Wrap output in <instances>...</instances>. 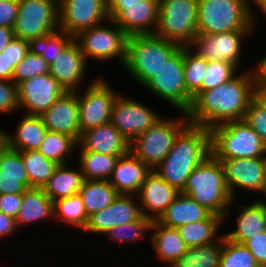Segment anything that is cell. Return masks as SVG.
Masks as SVG:
<instances>
[{"label":"cell","instance_id":"obj_1","mask_svg":"<svg viewBox=\"0 0 266 267\" xmlns=\"http://www.w3.org/2000/svg\"><path fill=\"white\" fill-rule=\"evenodd\" d=\"M255 81L252 69L212 90L201 91L193 97L190 109L183 115L188 117L191 124L209 130L230 121L243 120L253 99Z\"/></svg>","mask_w":266,"mask_h":267},{"label":"cell","instance_id":"obj_2","mask_svg":"<svg viewBox=\"0 0 266 267\" xmlns=\"http://www.w3.org/2000/svg\"><path fill=\"white\" fill-rule=\"evenodd\" d=\"M210 154V130L189 123L154 171L166 183L183 192L190 174Z\"/></svg>","mask_w":266,"mask_h":267},{"label":"cell","instance_id":"obj_3","mask_svg":"<svg viewBox=\"0 0 266 267\" xmlns=\"http://www.w3.org/2000/svg\"><path fill=\"white\" fill-rule=\"evenodd\" d=\"M182 193L223 218L228 215L226 211L234 200L225 183L223 165L212 154L193 170Z\"/></svg>","mask_w":266,"mask_h":267},{"label":"cell","instance_id":"obj_4","mask_svg":"<svg viewBox=\"0 0 266 267\" xmlns=\"http://www.w3.org/2000/svg\"><path fill=\"white\" fill-rule=\"evenodd\" d=\"M180 47L155 34L129 36L123 68L145 85Z\"/></svg>","mask_w":266,"mask_h":267},{"label":"cell","instance_id":"obj_5","mask_svg":"<svg viewBox=\"0 0 266 267\" xmlns=\"http://www.w3.org/2000/svg\"><path fill=\"white\" fill-rule=\"evenodd\" d=\"M253 13L244 0H198L197 34L252 30Z\"/></svg>","mask_w":266,"mask_h":267},{"label":"cell","instance_id":"obj_6","mask_svg":"<svg viewBox=\"0 0 266 267\" xmlns=\"http://www.w3.org/2000/svg\"><path fill=\"white\" fill-rule=\"evenodd\" d=\"M210 148L216 159L266 157L265 143L244 119L213 127Z\"/></svg>","mask_w":266,"mask_h":267},{"label":"cell","instance_id":"obj_7","mask_svg":"<svg viewBox=\"0 0 266 267\" xmlns=\"http://www.w3.org/2000/svg\"><path fill=\"white\" fill-rule=\"evenodd\" d=\"M198 0H159L155 35L190 47L197 36Z\"/></svg>","mask_w":266,"mask_h":267},{"label":"cell","instance_id":"obj_8","mask_svg":"<svg viewBox=\"0 0 266 267\" xmlns=\"http://www.w3.org/2000/svg\"><path fill=\"white\" fill-rule=\"evenodd\" d=\"M174 119L160 118L148 130L140 134L130 143V152L152 170L170 152L178 134L190 123Z\"/></svg>","mask_w":266,"mask_h":267},{"label":"cell","instance_id":"obj_9","mask_svg":"<svg viewBox=\"0 0 266 267\" xmlns=\"http://www.w3.org/2000/svg\"><path fill=\"white\" fill-rule=\"evenodd\" d=\"M144 86L156 97L186 113L193 97L187 92L184 82V47H180Z\"/></svg>","mask_w":266,"mask_h":267},{"label":"cell","instance_id":"obj_10","mask_svg":"<svg viewBox=\"0 0 266 267\" xmlns=\"http://www.w3.org/2000/svg\"><path fill=\"white\" fill-rule=\"evenodd\" d=\"M59 29L58 0H18L14 36L31 40Z\"/></svg>","mask_w":266,"mask_h":267},{"label":"cell","instance_id":"obj_11","mask_svg":"<svg viewBox=\"0 0 266 267\" xmlns=\"http://www.w3.org/2000/svg\"><path fill=\"white\" fill-rule=\"evenodd\" d=\"M114 29L99 24L80 31L74 40L78 43L86 59L111 60L119 58L123 67L126 60L128 35L112 20Z\"/></svg>","mask_w":266,"mask_h":267},{"label":"cell","instance_id":"obj_12","mask_svg":"<svg viewBox=\"0 0 266 267\" xmlns=\"http://www.w3.org/2000/svg\"><path fill=\"white\" fill-rule=\"evenodd\" d=\"M84 93L80 95L78 93L80 133L109 123L112 107L118 97V94L111 89L109 83L107 84L100 77L98 80L91 81Z\"/></svg>","mask_w":266,"mask_h":267},{"label":"cell","instance_id":"obj_13","mask_svg":"<svg viewBox=\"0 0 266 267\" xmlns=\"http://www.w3.org/2000/svg\"><path fill=\"white\" fill-rule=\"evenodd\" d=\"M58 11L59 29L73 37L109 21L106 0H58Z\"/></svg>","mask_w":266,"mask_h":267},{"label":"cell","instance_id":"obj_14","mask_svg":"<svg viewBox=\"0 0 266 267\" xmlns=\"http://www.w3.org/2000/svg\"><path fill=\"white\" fill-rule=\"evenodd\" d=\"M161 117L140 102L118 95L112 107L110 122L131 143L153 126Z\"/></svg>","mask_w":266,"mask_h":267},{"label":"cell","instance_id":"obj_15","mask_svg":"<svg viewBox=\"0 0 266 267\" xmlns=\"http://www.w3.org/2000/svg\"><path fill=\"white\" fill-rule=\"evenodd\" d=\"M18 107L28 115H41L66 91L49 73L34 76L17 84Z\"/></svg>","mask_w":266,"mask_h":267},{"label":"cell","instance_id":"obj_16","mask_svg":"<svg viewBox=\"0 0 266 267\" xmlns=\"http://www.w3.org/2000/svg\"><path fill=\"white\" fill-rule=\"evenodd\" d=\"M224 168L225 183L233 199L235 188L262 192L266 182V157L218 159Z\"/></svg>","mask_w":266,"mask_h":267},{"label":"cell","instance_id":"obj_17","mask_svg":"<svg viewBox=\"0 0 266 267\" xmlns=\"http://www.w3.org/2000/svg\"><path fill=\"white\" fill-rule=\"evenodd\" d=\"M251 32L253 31L237 30L211 35L197 34L190 47L195 45L196 53L208 61H227L238 68L242 40Z\"/></svg>","mask_w":266,"mask_h":267},{"label":"cell","instance_id":"obj_18","mask_svg":"<svg viewBox=\"0 0 266 267\" xmlns=\"http://www.w3.org/2000/svg\"><path fill=\"white\" fill-rule=\"evenodd\" d=\"M133 195L119 194L117 198L104 209L91 214L83 231L105 234L114 226L138 220L141 216L140 205ZM134 198V199H133ZM137 202V203H136Z\"/></svg>","mask_w":266,"mask_h":267},{"label":"cell","instance_id":"obj_19","mask_svg":"<svg viewBox=\"0 0 266 267\" xmlns=\"http://www.w3.org/2000/svg\"><path fill=\"white\" fill-rule=\"evenodd\" d=\"M112 20L128 36L155 34L159 21V0H142L141 3L123 4V8Z\"/></svg>","mask_w":266,"mask_h":267},{"label":"cell","instance_id":"obj_20","mask_svg":"<svg viewBox=\"0 0 266 267\" xmlns=\"http://www.w3.org/2000/svg\"><path fill=\"white\" fill-rule=\"evenodd\" d=\"M40 117L48 131L70 135L79 141L78 90L65 92Z\"/></svg>","mask_w":266,"mask_h":267},{"label":"cell","instance_id":"obj_21","mask_svg":"<svg viewBox=\"0 0 266 267\" xmlns=\"http://www.w3.org/2000/svg\"><path fill=\"white\" fill-rule=\"evenodd\" d=\"M180 193V191L166 183L152 170L136 196L139 197L138 200L142 215L151 221H158L165 213L167 207Z\"/></svg>","mask_w":266,"mask_h":267},{"label":"cell","instance_id":"obj_22","mask_svg":"<svg viewBox=\"0 0 266 267\" xmlns=\"http://www.w3.org/2000/svg\"><path fill=\"white\" fill-rule=\"evenodd\" d=\"M87 59L81 52L78 43L73 40L62 53H59L50 65L52 75L66 92L77 91L80 81L84 80L87 70Z\"/></svg>","mask_w":266,"mask_h":267},{"label":"cell","instance_id":"obj_23","mask_svg":"<svg viewBox=\"0 0 266 267\" xmlns=\"http://www.w3.org/2000/svg\"><path fill=\"white\" fill-rule=\"evenodd\" d=\"M78 145L80 151L113 156H125L130 152V143L111 122L82 132Z\"/></svg>","mask_w":266,"mask_h":267},{"label":"cell","instance_id":"obj_24","mask_svg":"<svg viewBox=\"0 0 266 267\" xmlns=\"http://www.w3.org/2000/svg\"><path fill=\"white\" fill-rule=\"evenodd\" d=\"M152 169L131 152L119 157L108 182L119 194L136 195Z\"/></svg>","mask_w":266,"mask_h":267},{"label":"cell","instance_id":"obj_25","mask_svg":"<svg viewBox=\"0 0 266 267\" xmlns=\"http://www.w3.org/2000/svg\"><path fill=\"white\" fill-rule=\"evenodd\" d=\"M47 132L40 115H28L22 117L17 125L15 136L3 131V143L11 149L25 152L38 150Z\"/></svg>","mask_w":266,"mask_h":267},{"label":"cell","instance_id":"obj_26","mask_svg":"<svg viewBox=\"0 0 266 267\" xmlns=\"http://www.w3.org/2000/svg\"><path fill=\"white\" fill-rule=\"evenodd\" d=\"M212 213L198 204L190 196L180 193L167 207L158 220L164 226L179 228L187 223L198 222L208 218Z\"/></svg>","mask_w":266,"mask_h":267},{"label":"cell","instance_id":"obj_27","mask_svg":"<svg viewBox=\"0 0 266 267\" xmlns=\"http://www.w3.org/2000/svg\"><path fill=\"white\" fill-rule=\"evenodd\" d=\"M150 230L154 231L150 241L158 259L166 262L168 266L187 251L188 247L177 228L167 227L158 221H152Z\"/></svg>","mask_w":266,"mask_h":267},{"label":"cell","instance_id":"obj_28","mask_svg":"<svg viewBox=\"0 0 266 267\" xmlns=\"http://www.w3.org/2000/svg\"><path fill=\"white\" fill-rule=\"evenodd\" d=\"M241 208V213L237 218L236 230L224 234V237L243 244L252 236L266 231V206L259 201H255Z\"/></svg>","mask_w":266,"mask_h":267},{"label":"cell","instance_id":"obj_29","mask_svg":"<svg viewBox=\"0 0 266 267\" xmlns=\"http://www.w3.org/2000/svg\"><path fill=\"white\" fill-rule=\"evenodd\" d=\"M47 218H53V201L43 188H27L22 194V205L15 218L17 227Z\"/></svg>","mask_w":266,"mask_h":267},{"label":"cell","instance_id":"obj_30","mask_svg":"<svg viewBox=\"0 0 266 267\" xmlns=\"http://www.w3.org/2000/svg\"><path fill=\"white\" fill-rule=\"evenodd\" d=\"M67 166V164L58 165L43 187L44 192L53 202L78 194L82 188L85 179L80 167L79 170L74 168L70 170Z\"/></svg>","mask_w":266,"mask_h":267},{"label":"cell","instance_id":"obj_31","mask_svg":"<svg viewBox=\"0 0 266 267\" xmlns=\"http://www.w3.org/2000/svg\"><path fill=\"white\" fill-rule=\"evenodd\" d=\"M223 220H225L223 217L211 214L206 219L187 223L177 229L188 248L204 246L216 242L214 241L215 236L216 240H219L217 239V232L222 226Z\"/></svg>","mask_w":266,"mask_h":267},{"label":"cell","instance_id":"obj_32","mask_svg":"<svg viewBox=\"0 0 266 267\" xmlns=\"http://www.w3.org/2000/svg\"><path fill=\"white\" fill-rule=\"evenodd\" d=\"M79 194L88 216L108 207L119 195L115 188L104 180H84Z\"/></svg>","mask_w":266,"mask_h":267},{"label":"cell","instance_id":"obj_33","mask_svg":"<svg viewBox=\"0 0 266 267\" xmlns=\"http://www.w3.org/2000/svg\"><path fill=\"white\" fill-rule=\"evenodd\" d=\"M79 167L85 180L108 181L119 157L94 151H80Z\"/></svg>","mask_w":266,"mask_h":267},{"label":"cell","instance_id":"obj_34","mask_svg":"<svg viewBox=\"0 0 266 267\" xmlns=\"http://www.w3.org/2000/svg\"><path fill=\"white\" fill-rule=\"evenodd\" d=\"M74 40L72 35L63 30H56L47 35L33 38L28 41L29 51L40 55L49 65H51L64 49Z\"/></svg>","mask_w":266,"mask_h":267},{"label":"cell","instance_id":"obj_35","mask_svg":"<svg viewBox=\"0 0 266 267\" xmlns=\"http://www.w3.org/2000/svg\"><path fill=\"white\" fill-rule=\"evenodd\" d=\"M218 241V243L188 248L168 267H219L222 237H219Z\"/></svg>","mask_w":266,"mask_h":267},{"label":"cell","instance_id":"obj_36","mask_svg":"<svg viewBox=\"0 0 266 267\" xmlns=\"http://www.w3.org/2000/svg\"><path fill=\"white\" fill-rule=\"evenodd\" d=\"M88 215L80 194L60 198L53 202V219L56 218L68 225L84 230Z\"/></svg>","mask_w":266,"mask_h":267},{"label":"cell","instance_id":"obj_37","mask_svg":"<svg viewBox=\"0 0 266 267\" xmlns=\"http://www.w3.org/2000/svg\"><path fill=\"white\" fill-rule=\"evenodd\" d=\"M31 187L43 188L53 175L57 163L44 157L38 150L21 152Z\"/></svg>","mask_w":266,"mask_h":267},{"label":"cell","instance_id":"obj_38","mask_svg":"<svg viewBox=\"0 0 266 267\" xmlns=\"http://www.w3.org/2000/svg\"><path fill=\"white\" fill-rule=\"evenodd\" d=\"M77 145L78 141L70 135L47 130L38 151L47 159L61 165L68 163L65 158L74 152Z\"/></svg>","mask_w":266,"mask_h":267},{"label":"cell","instance_id":"obj_39","mask_svg":"<svg viewBox=\"0 0 266 267\" xmlns=\"http://www.w3.org/2000/svg\"><path fill=\"white\" fill-rule=\"evenodd\" d=\"M184 47V82L187 92L195 97L202 91V81L208 68V60Z\"/></svg>","mask_w":266,"mask_h":267},{"label":"cell","instance_id":"obj_40","mask_svg":"<svg viewBox=\"0 0 266 267\" xmlns=\"http://www.w3.org/2000/svg\"><path fill=\"white\" fill-rule=\"evenodd\" d=\"M222 236L219 267H257L258 263L249 249L241 243Z\"/></svg>","mask_w":266,"mask_h":267},{"label":"cell","instance_id":"obj_41","mask_svg":"<svg viewBox=\"0 0 266 267\" xmlns=\"http://www.w3.org/2000/svg\"><path fill=\"white\" fill-rule=\"evenodd\" d=\"M151 224L152 221L142 215L136 221L112 227L105 234L108 235L111 240H114L119 244L124 242L128 243V241L134 242L140 240L147 231H150Z\"/></svg>","mask_w":266,"mask_h":267},{"label":"cell","instance_id":"obj_42","mask_svg":"<svg viewBox=\"0 0 266 267\" xmlns=\"http://www.w3.org/2000/svg\"><path fill=\"white\" fill-rule=\"evenodd\" d=\"M237 67L227 61H208L202 91L212 90L236 75Z\"/></svg>","mask_w":266,"mask_h":267},{"label":"cell","instance_id":"obj_43","mask_svg":"<svg viewBox=\"0 0 266 267\" xmlns=\"http://www.w3.org/2000/svg\"><path fill=\"white\" fill-rule=\"evenodd\" d=\"M49 68L50 65L40 55L29 51L25 58L15 67L12 81L17 85L34 76L49 73Z\"/></svg>","mask_w":266,"mask_h":267},{"label":"cell","instance_id":"obj_44","mask_svg":"<svg viewBox=\"0 0 266 267\" xmlns=\"http://www.w3.org/2000/svg\"><path fill=\"white\" fill-rule=\"evenodd\" d=\"M0 176L28 177L21 151L11 149L4 143L0 146Z\"/></svg>","mask_w":266,"mask_h":267},{"label":"cell","instance_id":"obj_45","mask_svg":"<svg viewBox=\"0 0 266 267\" xmlns=\"http://www.w3.org/2000/svg\"><path fill=\"white\" fill-rule=\"evenodd\" d=\"M244 120L262 138L266 145V110L252 99L246 109Z\"/></svg>","mask_w":266,"mask_h":267},{"label":"cell","instance_id":"obj_46","mask_svg":"<svg viewBox=\"0 0 266 267\" xmlns=\"http://www.w3.org/2000/svg\"><path fill=\"white\" fill-rule=\"evenodd\" d=\"M18 109L17 85L12 80H0V113H10Z\"/></svg>","mask_w":266,"mask_h":267},{"label":"cell","instance_id":"obj_47","mask_svg":"<svg viewBox=\"0 0 266 267\" xmlns=\"http://www.w3.org/2000/svg\"><path fill=\"white\" fill-rule=\"evenodd\" d=\"M29 52V43L27 40L14 37L6 47V59L9 65L14 69Z\"/></svg>","mask_w":266,"mask_h":267},{"label":"cell","instance_id":"obj_48","mask_svg":"<svg viewBox=\"0 0 266 267\" xmlns=\"http://www.w3.org/2000/svg\"><path fill=\"white\" fill-rule=\"evenodd\" d=\"M27 188L29 177L0 176V194H23Z\"/></svg>","mask_w":266,"mask_h":267},{"label":"cell","instance_id":"obj_49","mask_svg":"<svg viewBox=\"0 0 266 267\" xmlns=\"http://www.w3.org/2000/svg\"><path fill=\"white\" fill-rule=\"evenodd\" d=\"M243 244L253 254L258 264H266V231L252 236Z\"/></svg>","mask_w":266,"mask_h":267},{"label":"cell","instance_id":"obj_50","mask_svg":"<svg viewBox=\"0 0 266 267\" xmlns=\"http://www.w3.org/2000/svg\"><path fill=\"white\" fill-rule=\"evenodd\" d=\"M18 15V0H0V26L13 28Z\"/></svg>","mask_w":266,"mask_h":267},{"label":"cell","instance_id":"obj_51","mask_svg":"<svg viewBox=\"0 0 266 267\" xmlns=\"http://www.w3.org/2000/svg\"><path fill=\"white\" fill-rule=\"evenodd\" d=\"M22 205V194H0V212L13 217H17Z\"/></svg>","mask_w":266,"mask_h":267},{"label":"cell","instance_id":"obj_52","mask_svg":"<svg viewBox=\"0 0 266 267\" xmlns=\"http://www.w3.org/2000/svg\"><path fill=\"white\" fill-rule=\"evenodd\" d=\"M17 228L16 220L13 217L0 212V238L11 237Z\"/></svg>","mask_w":266,"mask_h":267},{"label":"cell","instance_id":"obj_53","mask_svg":"<svg viewBox=\"0 0 266 267\" xmlns=\"http://www.w3.org/2000/svg\"><path fill=\"white\" fill-rule=\"evenodd\" d=\"M107 13L109 19H112L122 8L123 4L141 3L142 0H106Z\"/></svg>","mask_w":266,"mask_h":267},{"label":"cell","instance_id":"obj_54","mask_svg":"<svg viewBox=\"0 0 266 267\" xmlns=\"http://www.w3.org/2000/svg\"><path fill=\"white\" fill-rule=\"evenodd\" d=\"M14 74V68L9 65L6 59V47L2 53H0V80H12Z\"/></svg>","mask_w":266,"mask_h":267},{"label":"cell","instance_id":"obj_55","mask_svg":"<svg viewBox=\"0 0 266 267\" xmlns=\"http://www.w3.org/2000/svg\"><path fill=\"white\" fill-rule=\"evenodd\" d=\"M253 99L266 110V83L255 81Z\"/></svg>","mask_w":266,"mask_h":267},{"label":"cell","instance_id":"obj_56","mask_svg":"<svg viewBox=\"0 0 266 267\" xmlns=\"http://www.w3.org/2000/svg\"><path fill=\"white\" fill-rule=\"evenodd\" d=\"M13 28H8L4 26H0V53L3 52L5 47L11 42L14 38Z\"/></svg>","mask_w":266,"mask_h":267},{"label":"cell","instance_id":"obj_57","mask_svg":"<svg viewBox=\"0 0 266 267\" xmlns=\"http://www.w3.org/2000/svg\"><path fill=\"white\" fill-rule=\"evenodd\" d=\"M258 66L253 68L257 82L266 83V55L261 59Z\"/></svg>","mask_w":266,"mask_h":267},{"label":"cell","instance_id":"obj_58","mask_svg":"<svg viewBox=\"0 0 266 267\" xmlns=\"http://www.w3.org/2000/svg\"><path fill=\"white\" fill-rule=\"evenodd\" d=\"M256 6L266 16V0H258Z\"/></svg>","mask_w":266,"mask_h":267},{"label":"cell","instance_id":"obj_59","mask_svg":"<svg viewBox=\"0 0 266 267\" xmlns=\"http://www.w3.org/2000/svg\"><path fill=\"white\" fill-rule=\"evenodd\" d=\"M262 193H264L265 195H266V182H265V184H264V188H263V190H262ZM259 202L261 203V204H263L264 206H266V202H264V201H260L259 200Z\"/></svg>","mask_w":266,"mask_h":267},{"label":"cell","instance_id":"obj_60","mask_svg":"<svg viewBox=\"0 0 266 267\" xmlns=\"http://www.w3.org/2000/svg\"><path fill=\"white\" fill-rule=\"evenodd\" d=\"M3 144V130L0 129V146Z\"/></svg>","mask_w":266,"mask_h":267},{"label":"cell","instance_id":"obj_61","mask_svg":"<svg viewBox=\"0 0 266 267\" xmlns=\"http://www.w3.org/2000/svg\"><path fill=\"white\" fill-rule=\"evenodd\" d=\"M257 267H266V264H258Z\"/></svg>","mask_w":266,"mask_h":267},{"label":"cell","instance_id":"obj_62","mask_svg":"<svg viewBox=\"0 0 266 267\" xmlns=\"http://www.w3.org/2000/svg\"><path fill=\"white\" fill-rule=\"evenodd\" d=\"M253 1V3L256 5L258 0H251V2Z\"/></svg>","mask_w":266,"mask_h":267}]
</instances>
